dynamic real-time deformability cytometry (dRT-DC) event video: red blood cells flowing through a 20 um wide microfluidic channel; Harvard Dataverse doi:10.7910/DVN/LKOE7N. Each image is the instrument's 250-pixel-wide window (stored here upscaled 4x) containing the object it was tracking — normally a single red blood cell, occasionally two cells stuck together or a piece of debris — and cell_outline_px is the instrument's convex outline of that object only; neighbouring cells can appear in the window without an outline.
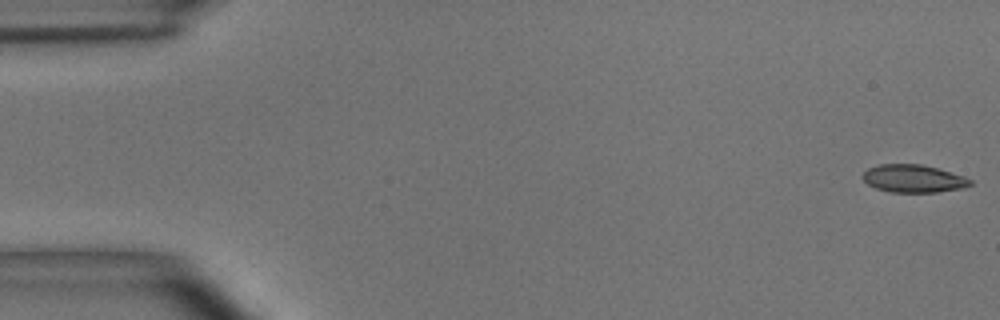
{"species": "common noctule bat (a hibernating species)", "species_latin": "Nyctalus noctula", "temperature_condition": "room temperature", "stored_images_in_passage": 54, "camera_frame_rate_fps": 3000, "um_per_image_px": 0.085, "animal": {"sex": "male", "body_mass_g": 15.6}, "frame": {"image": 1, "passage_image": 1, "time_ms": 0.0, "image_size_px": [1000, 320], "cell_outline_px": [[972, 184], [964, 188], [936, 192], [888, 192], [876, 188], [868, 184], [860, 176], [868, 168], [880, 164], [920, 164], [936, 168], [964, 176], [972, 180]], "centroid_in_image_um": [77.62, 15.18], "position_along_channel_um": 7.4, "area_um2": 17.4}}
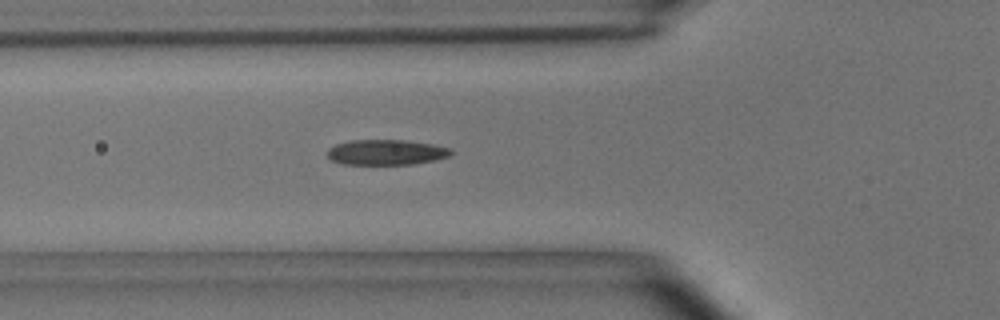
{"frame": {"image": 2, "passage_image": 19, "time_ms": 6.0, "image_size_px": [1000, 320], "cell_outline_px": [[456, 152], [448, 156], [436, 160], [412, 164], [344, 164], [332, 160], [328, 156], [328, 148], [336, 144], [352, 140], [408, 140], [432, 144], [452, 148]], "centroid_in_image_um": [32.88, 12.94], "position_along_channel_um": 92.9, "area_um2": 18.32}}
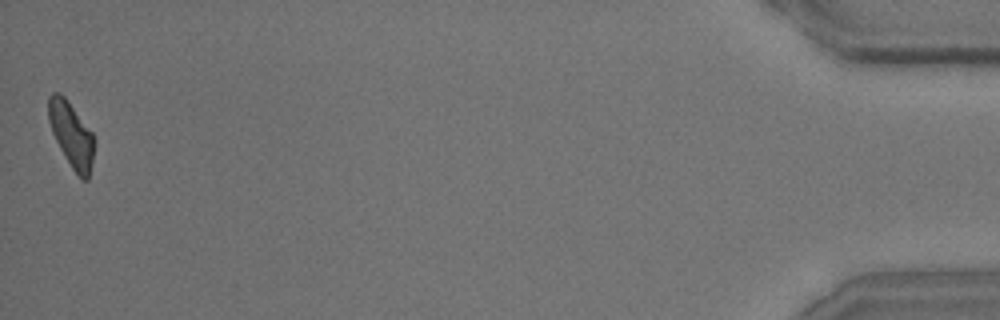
{"frame": {"image": 3, "passage_image": 54, "time_ms": 17.667, "image_size_px": [1000, 320], "cell_outline_px": [[92, 160], [88, 180], [80, 180], [72, 168], [60, 148], [52, 132], [48, 120], [48, 96], [52, 92], [60, 92], [68, 100], [92, 132]], "centroid_in_image_um": [6.03, 11.41], "position_along_channel_um": 429.2, "area_um2": 17.11}, "authors_computed_cell_mechanics": {"area_um2": 18.207, "velocity_mm_per_s": 3.6752, "shape_relaxation_time_tau1_ms": 5.3973, "shape_relaxation_time_tau2_ms": 2.5024, "deformation_change_tau1": 0.1542, "deformation_change_tau2": 0.1043}}